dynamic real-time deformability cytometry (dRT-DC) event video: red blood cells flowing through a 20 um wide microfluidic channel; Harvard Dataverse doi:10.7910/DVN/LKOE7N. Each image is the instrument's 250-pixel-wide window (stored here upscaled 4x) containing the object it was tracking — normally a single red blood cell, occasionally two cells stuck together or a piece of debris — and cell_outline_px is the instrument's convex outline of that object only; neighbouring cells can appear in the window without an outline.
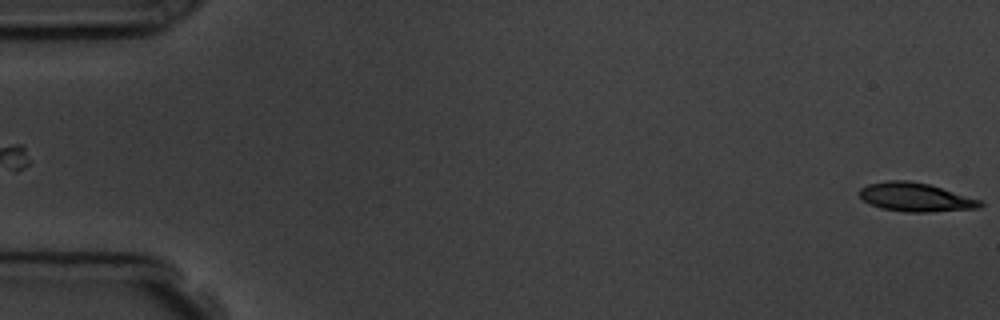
{"species": "common noctule bat (a hibernating species)", "species_latin": "Nyctalus noctula", "temperature_condition": "room temperature", "stored_images_in_passage": 4, "camera_frame_rate_fps": 3000, "um_per_image_px": 0.085, "animal": {"sex": "male", "body_mass_g": 19.5, "forearm_length_mm": 54.6}, "frame": {"image": 1, "passage_image": 4, "time_ms": 4.333, "image_size_px": [1000, 320], "cell_outline_px": [[984, 204], [980, 208], [932, 212], [904, 212], [880, 208], [864, 200], [860, 196], [860, 188], [868, 184], [888, 180], [908, 180], [928, 184], [980, 200]], "centroid_in_image_um": [77.82, 16.77], "position_along_channel_um": 7.2, "area_um2": 20.06}}